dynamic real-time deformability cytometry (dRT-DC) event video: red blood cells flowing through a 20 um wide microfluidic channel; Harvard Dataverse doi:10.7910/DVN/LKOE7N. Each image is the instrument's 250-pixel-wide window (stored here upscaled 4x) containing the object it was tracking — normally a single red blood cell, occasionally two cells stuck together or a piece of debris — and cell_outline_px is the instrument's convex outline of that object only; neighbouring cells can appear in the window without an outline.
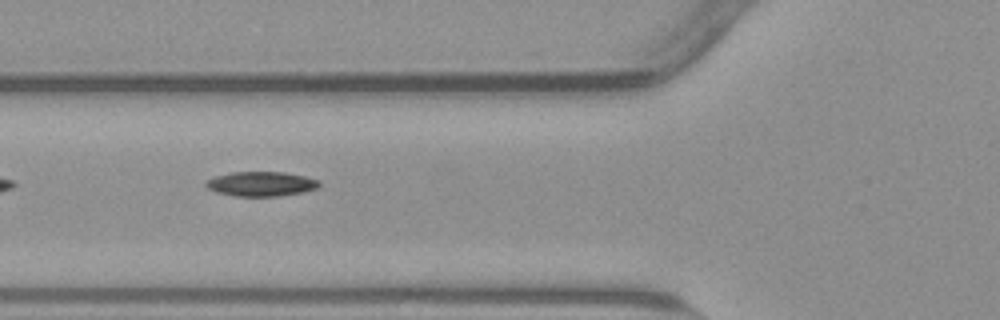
{"species": "common noctule bat (a hibernating species)", "species_latin": "Nyctalus noctula", "temperature_condition": "warm", "stored_images_in_passage": 37, "camera_frame_rate_fps": 3000, "um_per_image_px": 0.085, "animal": {"sex": "male", "body_mass_g": 23.1, "forearm_length_mm": 52.7}, "frame": {"image": 1, "passage_image": 3, "time_ms": 0.667, "image_size_px": [1000, 320], "cell_outline_px": [[320, 184], [316, 188], [304, 192], [276, 196], [236, 196], [216, 192], [208, 188], [204, 184], [212, 176], [232, 172], [284, 172], [304, 176], [320, 180]], "centroid_in_image_um": [22.18, 15.62], "position_along_channel_um": 103.6, "area_um2": 16.24}}
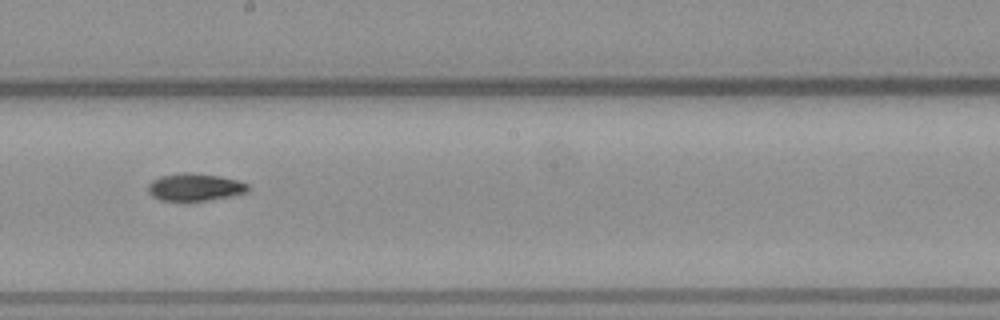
{"frame": {"image": 2, "passage_image": 13, "time_ms": 4.0, "image_size_px": [1000, 320], "cell_outline_px": [[248, 192], [232, 196], [184, 204], [160, 200], [152, 196], [148, 192], [148, 184], [152, 180], [160, 176], [184, 172], [188, 172], [220, 176], [236, 180], [248, 184]], "centroid_in_image_um": [16.52, 15.95], "position_along_channel_um": 231.7, "area_um2": 16.59}}
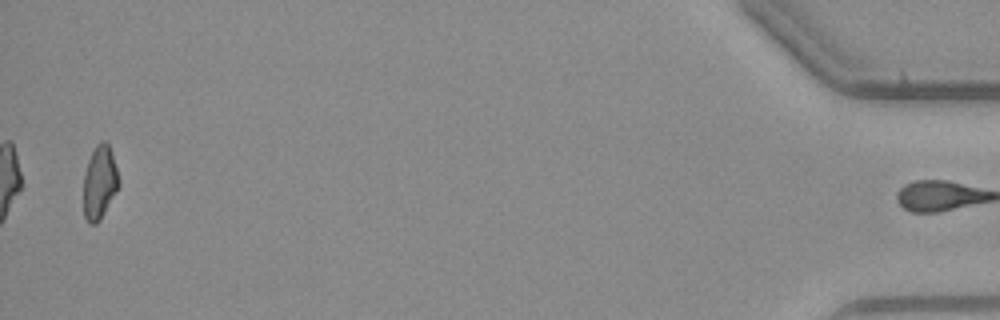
{"frame": {"image": 3, "passage_image": 36, "time_ms": 11.667, "image_size_px": [1000, 320], "cell_outline_px": [[120, 184], [100, 220], [96, 224], [88, 224], [84, 216], [84, 176], [88, 160], [96, 144], [100, 140], [104, 140], [108, 144], [120, 180]], "centroid_in_image_um": [8.46, 15.52], "position_along_channel_um": 426.7, "area_um2": 14.97}}